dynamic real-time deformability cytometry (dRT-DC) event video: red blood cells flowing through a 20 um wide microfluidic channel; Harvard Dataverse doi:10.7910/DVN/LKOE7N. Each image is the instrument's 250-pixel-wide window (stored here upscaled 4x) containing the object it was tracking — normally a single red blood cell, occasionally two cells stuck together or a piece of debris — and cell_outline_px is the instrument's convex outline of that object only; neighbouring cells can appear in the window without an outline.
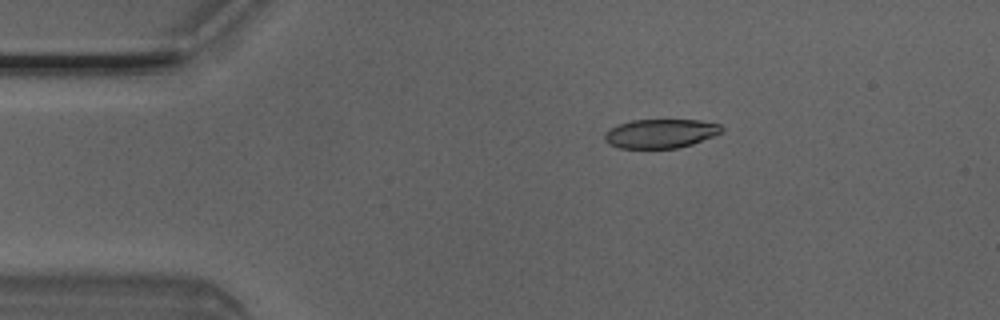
{"species": "Egyptian fruit bat (a non-hibernating species)", "species_latin": "Rousettus aegyptiacus", "temperature_condition": "room temperature", "stored_images_in_passage": 6, "camera_frame_rate_fps": 3000, "um_per_image_px": 0.085, "animal": {"sex": "male"}, "frame": {"image": 1, "passage_image": 3, "time_ms": 0.667, "image_size_px": [1000, 320], "cell_outline_px": [[724, 132], [692, 144], [680, 148], [620, 148], [608, 144], [604, 140], [604, 132], [616, 124], [632, 120], [700, 120], [720, 124], [724, 128]], "centroid_in_image_um": [56.14, 11.35], "position_along_channel_um": 28.9, "area_um2": 20.06}}
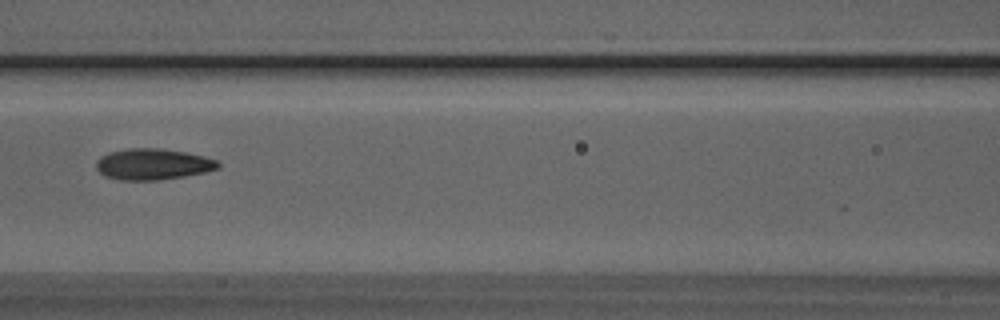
{"frame": {"image": 2, "passage_image": 6, "time_ms": 1.667, "image_size_px": [1000, 320], "cell_outline_px": [[220, 168], [204, 172], [184, 176], [156, 180], [116, 180], [104, 176], [96, 168], [96, 160], [100, 156], [108, 152], [128, 148], [160, 148], [184, 152], [204, 156], [216, 160], [220, 164]], "centroid_in_image_um": [12.95, 13.95], "position_along_channel_um": 153.7, "area_um2": 22.2}}